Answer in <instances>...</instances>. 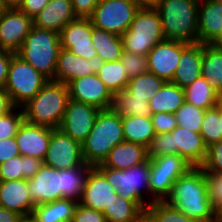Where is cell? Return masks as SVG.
Masks as SVG:
<instances>
[{
    "instance_id": "obj_1",
    "label": "cell",
    "mask_w": 222,
    "mask_h": 222,
    "mask_svg": "<svg viewBox=\"0 0 222 222\" xmlns=\"http://www.w3.org/2000/svg\"><path fill=\"white\" fill-rule=\"evenodd\" d=\"M165 202L199 222H215L202 167H192L173 184Z\"/></svg>"
},
{
    "instance_id": "obj_2",
    "label": "cell",
    "mask_w": 222,
    "mask_h": 222,
    "mask_svg": "<svg viewBox=\"0 0 222 222\" xmlns=\"http://www.w3.org/2000/svg\"><path fill=\"white\" fill-rule=\"evenodd\" d=\"M70 99L66 84L49 80L42 89L22 106L28 123L59 129Z\"/></svg>"
},
{
    "instance_id": "obj_3",
    "label": "cell",
    "mask_w": 222,
    "mask_h": 222,
    "mask_svg": "<svg viewBox=\"0 0 222 222\" xmlns=\"http://www.w3.org/2000/svg\"><path fill=\"white\" fill-rule=\"evenodd\" d=\"M155 8L165 39L198 43L199 0H160Z\"/></svg>"
},
{
    "instance_id": "obj_4",
    "label": "cell",
    "mask_w": 222,
    "mask_h": 222,
    "mask_svg": "<svg viewBox=\"0 0 222 222\" xmlns=\"http://www.w3.org/2000/svg\"><path fill=\"white\" fill-rule=\"evenodd\" d=\"M124 141L122 117L112 109L101 110L91 132L82 143L83 158L86 164H102L113 147Z\"/></svg>"
},
{
    "instance_id": "obj_5",
    "label": "cell",
    "mask_w": 222,
    "mask_h": 222,
    "mask_svg": "<svg viewBox=\"0 0 222 222\" xmlns=\"http://www.w3.org/2000/svg\"><path fill=\"white\" fill-rule=\"evenodd\" d=\"M60 49L59 33L33 26L16 55L53 80Z\"/></svg>"
},
{
    "instance_id": "obj_6",
    "label": "cell",
    "mask_w": 222,
    "mask_h": 222,
    "mask_svg": "<svg viewBox=\"0 0 222 222\" xmlns=\"http://www.w3.org/2000/svg\"><path fill=\"white\" fill-rule=\"evenodd\" d=\"M95 168L107 179V182L117 190L120 197L137 202L144 210L151 205L149 186L150 160L124 170L104 167Z\"/></svg>"
},
{
    "instance_id": "obj_7",
    "label": "cell",
    "mask_w": 222,
    "mask_h": 222,
    "mask_svg": "<svg viewBox=\"0 0 222 222\" xmlns=\"http://www.w3.org/2000/svg\"><path fill=\"white\" fill-rule=\"evenodd\" d=\"M124 51L147 56L163 41L161 17L155 7L139 8L129 29L121 35Z\"/></svg>"
},
{
    "instance_id": "obj_8",
    "label": "cell",
    "mask_w": 222,
    "mask_h": 222,
    "mask_svg": "<svg viewBox=\"0 0 222 222\" xmlns=\"http://www.w3.org/2000/svg\"><path fill=\"white\" fill-rule=\"evenodd\" d=\"M49 81L42 73L23 61L16 54L12 57L4 89L13 104L22 107Z\"/></svg>"
},
{
    "instance_id": "obj_9",
    "label": "cell",
    "mask_w": 222,
    "mask_h": 222,
    "mask_svg": "<svg viewBox=\"0 0 222 222\" xmlns=\"http://www.w3.org/2000/svg\"><path fill=\"white\" fill-rule=\"evenodd\" d=\"M150 160L149 186L151 204L165 201L173 184L193 166L177 154L161 155Z\"/></svg>"
},
{
    "instance_id": "obj_10",
    "label": "cell",
    "mask_w": 222,
    "mask_h": 222,
    "mask_svg": "<svg viewBox=\"0 0 222 222\" xmlns=\"http://www.w3.org/2000/svg\"><path fill=\"white\" fill-rule=\"evenodd\" d=\"M139 8L134 0H100L90 20L94 27L121 36Z\"/></svg>"
},
{
    "instance_id": "obj_11",
    "label": "cell",
    "mask_w": 222,
    "mask_h": 222,
    "mask_svg": "<svg viewBox=\"0 0 222 222\" xmlns=\"http://www.w3.org/2000/svg\"><path fill=\"white\" fill-rule=\"evenodd\" d=\"M43 164L57 170L87 165L83 158L82 144L59 129H54L51 134Z\"/></svg>"
},
{
    "instance_id": "obj_12",
    "label": "cell",
    "mask_w": 222,
    "mask_h": 222,
    "mask_svg": "<svg viewBox=\"0 0 222 222\" xmlns=\"http://www.w3.org/2000/svg\"><path fill=\"white\" fill-rule=\"evenodd\" d=\"M190 43L164 39L156 44L147 55L148 72L160 77L165 82H171L182 51Z\"/></svg>"
},
{
    "instance_id": "obj_13",
    "label": "cell",
    "mask_w": 222,
    "mask_h": 222,
    "mask_svg": "<svg viewBox=\"0 0 222 222\" xmlns=\"http://www.w3.org/2000/svg\"><path fill=\"white\" fill-rule=\"evenodd\" d=\"M100 111L96 106L69 99L59 130L82 144Z\"/></svg>"
},
{
    "instance_id": "obj_14",
    "label": "cell",
    "mask_w": 222,
    "mask_h": 222,
    "mask_svg": "<svg viewBox=\"0 0 222 222\" xmlns=\"http://www.w3.org/2000/svg\"><path fill=\"white\" fill-rule=\"evenodd\" d=\"M92 29L90 18H76L71 21L59 32L61 48L86 60L97 56L91 41Z\"/></svg>"
},
{
    "instance_id": "obj_15",
    "label": "cell",
    "mask_w": 222,
    "mask_h": 222,
    "mask_svg": "<svg viewBox=\"0 0 222 222\" xmlns=\"http://www.w3.org/2000/svg\"><path fill=\"white\" fill-rule=\"evenodd\" d=\"M67 87L70 99L96 106L100 110L111 109L113 94L97 74L74 79Z\"/></svg>"
},
{
    "instance_id": "obj_16",
    "label": "cell",
    "mask_w": 222,
    "mask_h": 222,
    "mask_svg": "<svg viewBox=\"0 0 222 222\" xmlns=\"http://www.w3.org/2000/svg\"><path fill=\"white\" fill-rule=\"evenodd\" d=\"M33 27V19L19 9H7L0 17V48L17 53Z\"/></svg>"
},
{
    "instance_id": "obj_17",
    "label": "cell",
    "mask_w": 222,
    "mask_h": 222,
    "mask_svg": "<svg viewBox=\"0 0 222 222\" xmlns=\"http://www.w3.org/2000/svg\"><path fill=\"white\" fill-rule=\"evenodd\" d=\"M103 64L104 60H102L98 55L94 56L90 60H86L61 48L53 80L67 85L74 79H79L90 74H96Z\"/></svg>"
},
{
    "instance_id": "obj_18",
    "label": "cell",
    "mask_w": 222,
    "mask_h": 222,
    "mask_svg": "<svg viewBox=\"0 0 222 222\" xmlns=\"http://www.w3.org/2000/svg\"><path fill=\"white\" fill-rule=\"evenodd\" d=\"M119 199L120 196L117 190L94 167L89 172L79 204L103 212L105 208H109L114 201Z\"/></svg>"
},
{
    "instance_id": "obj_19",
    "label": "cell",
    "mask_w": 222,
    "mask_h": 222,
    "mask_svg": "<svg viewBox=\"0 0 222 222\" xmlns=\"http://www.w3.org/2000/svg\"><path fill=\"white\" fill-rule=\"evenodd\" d=\"M53 130L24 120L15 136L20 155L44 161Z\"/></svg>"
},
{
    "instance_id": "obj_20",
    "label": "cell",
    "mask_w": 222,
    "mask_h": 222,
    "mask_svg": "<svg viewBox=\"0 0 222 222\" xmlns=\"http://www.w3.org/2000/svg\"><path fill=\"white\" fill-rule=\"evenodd\" d=\"M172 154L184 158L193 167H201L207 157V146L200 133L189 131L180 126L171 132Z\"/></svg>"
},
{
    "instance_id": "obj_21",
    "label": "cell",
    "mask_w": 222,
    "mask_h": 222,
    "mask_svg": "<svg viewBox=\"0 0 222 222\" xmlns=\"http://www.w3.org/2000/svg\"><path fill=\"white\" fill-rule=\"evenodd\" d=\"M61 170L42 165L28 180V191L35 206L60 199Z\"/></svg>"
},
{
    "instance_id": "obj_22",
    "label": "cell",
    "mask_w": 222,
    "mask_h": 222,
    "mask_svg": "<svg viewBox=\"0 0 222 222\" xmlns=\"http://www.w3.org/2000/svg\"><path fill=\"white\" fill-rule=\"evenodd\" d=\"M198 42L222 43V3L217 0H199Z\"/></svg>"
},
{
    "instance_id": "obj_23",
    "label": "cell",
    "mask_w": 222,
    "mask_h": 222,
    "mask_svg": "<svg viewBox=\"0 0 222 222\" xmlns=\"http://www.w3.org/2000/svg\"><path fill=\"white\" fill-rule=\"evenodd\" d=\"M0 205L22 217H29L35 204L28 191V180L0 181Z\"/></svg>"
},
{
    "instance_id": "obj_24",
    "label": "cell",
    "mask_w": 222,
    "mask_h": 222,
    "mask_svg": "<svg viewBox=\"0 0 222 222\" xmlns=\"http://www.w3.org/2000/svg\"><path fill=\"white\" fill-rule=\"evenodd\" d=\"M76 18L71 0H50L33 18V26L59 33Z\"/></svg>"
},
{
    "instance_id": "obj_25",
    "label": "cell",
    "mask_w": 222,
    "mask_h": 222,
    "mask_svg": "<svg viewBox=\"0 0 222 222\" xmlns=\"http://www.w3.org/2000/svg\"><path fill=\"white\" fill-rule=\"evenodd\" d=\"M203 44L190 43L181 54L172 83L185 88L201 77Z\"/></svg>"
},
{
    "instance_id": "obj_26",
    "label": "cell",
    "mask_w": 222,
    "mask_h": 222,
    "mask_svg": "<svg viewBox=\"0 0 222 222\" xmlns=\"http://www.w3.org/2000/svg\"><path fill=\"white\" fill-rule=\"evenodd\" d=\"M148 159L146 147L123 141L111 149L102 165L111 169L124 170L140 165Z\"/></svg>"
},
{
    "instance_id": "obj_27",
    "label": "cell",
    "mask_w": 222,
    "mask_h": 222,
    "mask_svg": "<svg viewBox=\"0 0 222 222\" xmlns=\"http://www.w3.org/2000/svg\"><path fill=\"white\" fill-rule=\"evenodd\" d=\"M78 203L73 199L61 198L35 206L30 216L35 222H71Z\"/></svg>"
},
{
    "instance_id": "obj_28",
    "label": "cell",
    "mask_w": 222,
    "mask_h": 222,
    "mask_svg": "<svg viewBox=\"0 0 222 222\" xmlns=\"http://www.w3.org/2000/svg\"><path fill=\"white\" fill-rule=\"evenodd\" d=\"M201 76L222 97V43L203 44Z\"/></svg>"
},
{
    "instance_id": "obj_29",
    "label": "cell",
    "mask_w": 222,
    "mask_h": 222,
    "mask_svg": "<svg viewBox=\"0 0 222 222\" xmlns=\"http://www.w3.org/2000/svg\"><path fill=\"white\" fill-rule=\"evenodd\" d=\"M43 161L30 156H17L0 164V181L31 179L39 171Z\"/></svg>"
},
{
    "instance_id": "obj_30",
    "label": "cell",
    "mask_w": 222,
    "mask_h": 222,
    "mask_svg": "<svg viewBox=\"0 0 222 222\" xmlns=\"http://www.w3.org/2000/svg\"><path fill=\"white\" fill-rule=\"evenodd\" d=\"M185 102L184 89L172 82H165L162 88L149 100L152 114H174Z\"/></svg>"
},
{
    "instance_id": "obj_31",
    "label": "cell",
    "mask_w": 222,
    "mask_h": 222,
    "mask_svg": "<svg viewBox=\"0 0 222 222\" xmlns=\"http://www.w3.org/2000/svg\"><path fill=\"white\" fill-rule=\"evenodd\" d=\"M111 109L121 117L151 116L149 102L140 96H135L127 88L113 94Z\"/></svg>"
},
{
    "instance_id": "obj_32",
    "label": "cell",
    "mask_w": 222,
    "mask_h": 222,
    "mask_svg": "<svg viewBox=\"0 0 222 222\" xmlns=\"http://www.w3.org/2000/svg\"><path fill=\"white\" fill-rule=\"evenodd\" d=\"M124 141L137 143L148 147L155 136L150 116H125L122 117Z\"/></svg>"
},
{
    "instance_id": "obj_33",
    "label": "cell",
    "mask_w": 222,
    "mask_h": 222,
    "mask_svg": "<svg viewBox=\"0 0 222 222\" xmlns=\"http://www.w3.org/2000/svg\"><path fill=\"white\" fill-rule=\"evenodd\" d=\"M94 166H78L70 169H61L60 199L69 198L80 201L89 172Z\"/></svg>"
},
{
    "instance_id": "obj_34",
    "label": "cell",
    "mask_w": 222,
    "mask_h": 222,
    "mask_svg": "<svg viewBox=\"0 0 222 222\" xmlns=\"http://www.w3.org/2000/svg\"><path fill=\"white\" fill-rule=\"evenodd\" d=\"M91 41L104 62L120 60L124 52L121 36L93 26Z\"/></svg>"
},
{
    "instance_id": "obj_35",
    "label": "cell",
    "mask_w": 222,
    "mask_h": 222,
    "mask_svg": "<svg viewBox=\"0 0 222 222\" xmlns=\"http://www.w3.org/2000/svg\"><path fill=\"white\" fill-rule=\"evenodd\" d=\"M185 102L203 110L215 107L221 100L219 93L202 76L184 88Z\"/></svg>"
},
{
    "instance_id": "obj_36",
    "label": "cell",
    "mask_w": 222,
    "mask_h": 222,
    "mask_svg": "<svg viewBox=\"0 0 222 222\" xmlns=\"http://www.w3.org/2000/svg\"><path fill=\"white\" fill-rule=\"evenodd\" d=\"M144 209L137 203L120 197L102 212L107 222H142Z\"/></svg>"
},
{
    "instance_id": "obj_37",
    "label": "cell",
    "mask_w": 222,
    "mask_h": 222,
    "mask_svg": "<svg viewBox=\"0 0 222 222\" xmlns=\"http://www.w3.org/2000/svg\"><path fill=\"white\" fill-rule=\"evenodd\" d=\"M96 74L112 94L124 90L129 82L127 72L120 60L104 62Z\"/></svg>"
},
{
    "instance_id": "obj_38",
    "label": "cell",
    "mask_w": 222,
    "mask_h": 222,
    "mask_svg": "<svg viewBox=\"0 0 222 222\" xmlns=\"http://www.w3.org/2000/svg\"><path fill=\"white\" fill-rule=\"evenodd\" d=\"M144 222H199L168 205L165 201H157L144 211Z\"/></svg>"
},
{
    "instance_id": "obj_39",
    "label": "cell",
    "mask_w": 222,
    "mask_h": 222,
    "mask_svg": "<svg viewBox=\"0 0 222 222\" xmlns=\"http://www.w3.org/2000/svg\"><path fill=\"white\" fill-rule=\"evenodd\" d=\"M164 84L163 79L147 72L130 78L126 88L135 96L143 97L149 102Z\"/></svg>"
},
{
    "instance_id": "obj_40",
    "label": "cell",
    "mask_w": 222,
    "mask_h": 222,
    "mask_svg": "<svg viewBox=\"0 0 222 222\" xmlns=\"http://www.w3.org/2000/svg\"><path fill=\"white\" fill-rule=\"evenodd\" d=\"M200 134L207 147L222 140L221 119H219V103L215 107L205 111Z\"/></svg>"
},
{
    "instance_id": "obj_41",
    "label": "cell",
    "mask_w": 222,
    "mask_h": 222,
    "mask_svg": "<svg viewBox=\"0 0 222 222\" xmlns=\"http://www.w3.org/2000/svg\"><path fill=\"white\" fill-rule=\"evenodd\" d=\"M205 111L187 102L174 113L176 116L177 126L188 129L189 131L200 133L201 124Z\"/></svg>"
},
{
    "instance_id": "obj_42",
    "label": "cell",
    "mask_w": 222,
    "mask_h": 222,
    "mask_svg": "<svg viewBox=\"0 0 222 222\" xmlns=\"http://www.w3.org/2000/svg\"><path fill=\"white\" fill-rule=\"evenodd\" d=\"M24 121L22 107H15L11 112L0 117V140L15 137Z\"/></svg>"
},
{
    "instance_id": "obj_43",
    "label": "cell",
    "mask_w": 222,
    "mask_h": 222,
    "mask_svg": "<svg viewBox=\"0 0 222 222\" xmlns=\"http://www.w3.org/2000/svg\"><path fill=\"white\" fill-rule=\"evenodd\" d=\"M120 61L129 79L148 72L147 56L124 51Z\"/></svg>"
},
{
    "instance_id": "obj_44",
    "label": "cell",
    "mask_w": 222,
    "mask_h": 222,
    "mask_svg": "<svg viewBox=\"0 0 222 222\" xmlns=\"http://www.w3.org/2000/svg\"><path fill=\"white\" fill-rule=\"evenodd\" d=\"M148 158H156L161 155H172L171 133L155 134L147 147Z\"/></svg>"
},
{
    "instance_id": "obj_45",
    "label": "cell",
    "mask_w": 222,
    "mask_h": 222,
    "mask_svg": "<svg viewBox=\"0 0 222 222\" xmlns=\"http://www.w3.org/2000/svg\"><path fill=\"white\" fill-rule=\"evenodd\" d=\"M201 167L204 171L222 172V140L207 147V157Z\"/></svg>"
},
{
    "instance_id": "obj_46",
    "label": "cell",
    "mask_w": 222,
    "mask_h": 222,
    "mask_svg": "<svg viewBox=\"0 0 222 222\" xmlns=\"http://www.w3.org/2000/svg\"><path fill=\"white\" fill-rule=\"evenodd\" d=\"M153 129L155 134L169 133L177 127L175 114L172 113H157L151 116Z\"/></svg>"
},
{
    "instance_id": "obj_47",
    "label": "cell",
    "mask_w": 222,
    "mask_h": 222,
    "mask_svg": "<svg viewBox=\"0 0 222 222\" xmlns=\"http://www.w3.org/2000/svg\"><path fill=\"white\" fill-rule=\"evenodd\" d=\"M71 222H107L101 211L87 208L78 203Z\"/></svg>"
},
{
    "instance_id": "obj_48",
    "label": "cell",
    "mask_w": 222,
    "mask_h": 222,
    "mask_svg": "<svg viewBox=\"0 0 222 222\" xmlns=\"http://www.w3.org/2000/svg\"><path fill=\"white\" fill-rule=\"evenodd\" d=\"M207 181L208 195L212 205L218 202V192H222V172L204 171Z\"/></svg>"
},
{
    "instance_id": "obj_49",
    "label": "cell",
    "mask_w": 222,
    "mask_h": 222,
    "mask_svg": "<svg viewBox=\"0 0 222 222\" xmlns=\"http://www.w3.org/2000/svg\"><path fill=\"white\" fill-rule=\"evenodd\" d=\"M100 0H71L77 18H90Z\"/></svg>"
},
{
    "instance_id": "obj_50",
    "label": "cell",
    "mask_w": 222,
    "mask_h": 222,
    "mask_svg": "<svg viewBox=\"0 0 222 222\" xmlns=\"http://www.w3.org/2000/svg\"><path fill=\"white\" fill-rule=\"evenodd\" d=\"M20 155L15 137L0 140V164Z\"/></svg>"
},
{
    "instance_id": "obj_51",
    "label": "cell",
    "mask_w": 222,
    "mask_h": 222,
    "mask_svg": "<svg viewBox=\"0 0 222 222\" xmlns=\"http://www.w3.org/2000/svg\"><path fill=\"white\" fill-rule=\"evenodd\" d=\"M50 0H24L19 10L32 19L44 9Z\"/></svg>"
},
{
    "instance_id": "obj_52",
    "label": "cell",
    "mask_w": 222,
    "mask_h": 222,
    "mask_svg": "<svg viewBox=\"0 0 222 222\" xmlns=\"http://www.w3.org/2000/svg\"><path fill=\"white\" fill-rule=\"evenodd\" d=\"M15 53L0 48V88H4L12 57Z\"/></svg>"
},
{
    "instance_id": "obj_53",
    "label": "cell",
    "mask_w": 222,
    "mask_h": 222,
    "mask_svg": "<svg viewBox=\"0 0 222 222\" xmlns=\"http://www.w3.org/2000/svg\"><path fill=\"white\" fill-rule=\"evenodd\" d=\"M16 106L4 88H0V117L11 112Z\"/></svg>"
},
{
    "instance_id": "obj_54",
    "label": "cell",
    "mask_w": 222,
    "mask_h": 222,
    "mask_svg": "<svg viewBox=\"0 0 222 222\" xmlns=\"http://www.w3.org/2000/svg\"><path fill=\"white\" fill-rule=\"evenodd\" d=\"M21 218L16 212L0 207V222H18Z\"/></svg>"
},
{
    "instance_id": "obj_55",
    "label": "cell",
    "mask_w": 222,
    "mask_h": 222,
    "mask_svg": "<svg viewBox=\"0 0 222 222\" xmlns=\"http://www.w3.org/2000/svg\"><path fill=\"white\" fill-rule=\"evenodd\" d=\"M215 222H222V192H218V202L213 206Z\"/></svg>"
},
{
    "instance_id": "obj_56",
    "label": "cell",
    "mask_w": 222,
    "mask_h": 222,
    "mask_svg": "<svg viewBox=\"0 0 222 222\" xmlns=\"http://www.w3.org/2000/svg\"><path fill=\"white\" fill-rule=\"evenodd\" d=\"M24 0H3L6 9H19Z\"/></svg>"
},
{
    "instance_id": "obj_57",
    "label": "cell",
    "mask_w": 222,
    "mask_h": 222,
    "mask_svg": "<svg viewBox=\"0 0 222 222\" xmlns=\"http://www.w3.org/2000/svg\"><path fill=\"white\" fill-rule=\"evenodd\" d=\"M140 8L156 7L160 0H134Z\"/></svg>"
},
{
    "instance_id": "obj_58",
    "label": "cell",
    "mask_w": 222,
    "mask_h": 222,
    "mask_svg": "<svg viewBox=\"0 0 222 222\" xmlns=\"http://www.w3.org/2000/svg\"><path fill=\"white\" fill-rule=\"evenodd\" d=\"M6 7L3 3V0H0V17L4 14V12L6 11Z\"/></svg>"
},
{
    "instance_id": "obj_59",
    "label": "cell",
    "mask_w": 222,
    "mask_h": 222,
    "mask_svg": "<svg viewBox=\"0 0 222 222\" xmlns=\"http://www.w3.org/2000/svg\"><path fill=\"white\" fill-rule=\"evenodd\" d=\"M219 119H221V132H222V100L219 102Z\"/></svg>"
},
{
    "instance_id": "obj_60",
    "label": "cell",
    "mask_w": 222,
    "mask_h": 222,
    "mask_svg": "<svg viewBox=\"0 0 222 222\" xmlns=\"http://www.w3.org/2000/svg\"><path fill=\"white\" fill-rule=\"evenodd\" d=\"M18 222H35L31 216L29 217H22Z\"/></svg>"
}]
</instances>
